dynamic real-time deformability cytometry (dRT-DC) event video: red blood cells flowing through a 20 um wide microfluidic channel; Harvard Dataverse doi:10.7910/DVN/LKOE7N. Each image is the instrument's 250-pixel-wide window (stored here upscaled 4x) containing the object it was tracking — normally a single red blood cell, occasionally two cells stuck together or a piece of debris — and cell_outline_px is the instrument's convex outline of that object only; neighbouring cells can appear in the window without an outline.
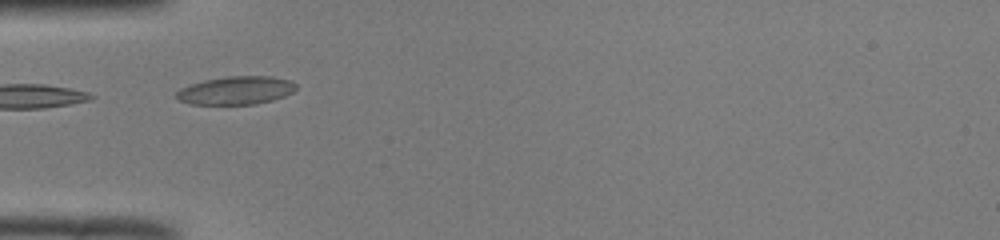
{"species": "common noctule bat (a hibernating species)", "species_latin": "Nyctalus noctula", "temperature_condition": "room temperature", "stored_images_in_passage": 16, "camera_frame_rate_fps": 3000, "um_per_image_px": 0.085, "animal": {"sex": "male", "body_mass_g": 19.0, "forearm_length_mm": 50.8}, "frame": {"image": 1, "passage_image": 1, "time_ms": 0.0, "image_size_px": [1000, 240], "cell_outline_px": [[296, 88], [292, 92], [284, 96], [272, 100], [256, 104], [192, 104], [180, 100], [176, 96], [176, 92], [180, 88], [204, 80], [228, 76], [272, 76], [292, 80], [296, 84]], "centroid_in_image_um": [20.09, 7.67], "position_along_channel_um": 64.9, "area_um2": 19.59}}
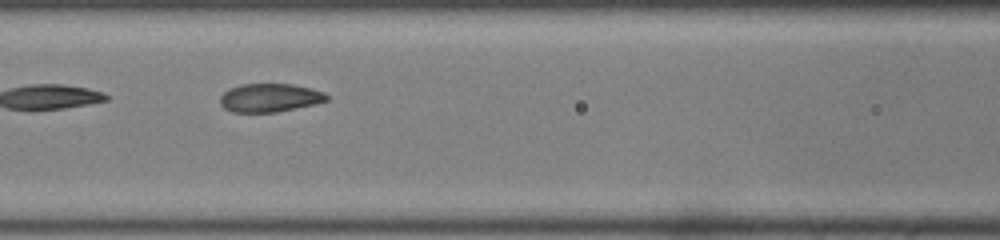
{"frame": {"image": 2, "passage_image": 7, "time_ms": 2.0, "image_size_px": [1000, 240], "cell_outline_px": [[328, 100], [316, 104], [276, 112], [232, 112], [224, 108], [220, 104], [220, 96], [228, 88], [240, 84], [292, 84], [324, 92], [328, 96]], "centroid_in_image_um": [22.9, 8.31], "position_along_channel_um": 143.7, "area_um2": 17.69}}